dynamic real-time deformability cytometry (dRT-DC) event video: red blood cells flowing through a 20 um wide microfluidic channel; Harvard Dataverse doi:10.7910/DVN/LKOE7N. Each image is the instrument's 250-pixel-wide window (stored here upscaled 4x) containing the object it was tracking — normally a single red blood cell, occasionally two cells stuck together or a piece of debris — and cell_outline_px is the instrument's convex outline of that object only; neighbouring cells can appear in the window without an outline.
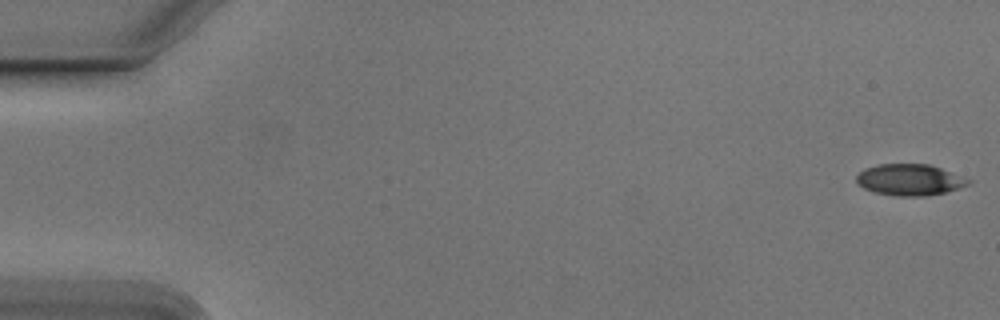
{"species": "Egyptian fruit bat (a non-hibernating species)", "species_latin": "Rousettus aegyptiacus", "temperature_condition": "cold", "stored_images_in_passage": 55, "segment_of_instrument_passage": [1, 2], "camera_frame_rate_fps": 3000, "um_per_image_px": 0.085, "animal": {"sex": "male"}, "frame": {"image": 1, "passage_image": 1, "time_ms": 0.0, "image_size_px": [1000, 320], "cell_outline_px": [[972, 184], [960, 188], [928, 196], [896, 196], [872, 192], [856, 184], [856, 176], [864, 168], [876, 164], [928, 164], [940, 168], [972, 180]], "centroid_in_image_um": [77.3, 15.29], "position_along_channel_um": 7.7, "area_um2": 20.63}}
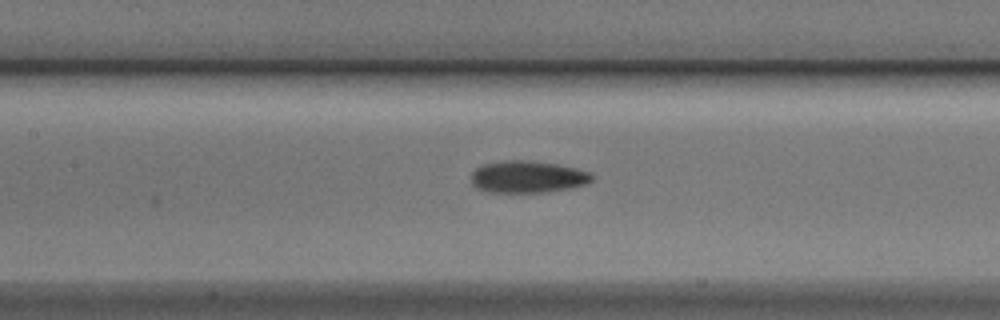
{"frame": {"image": 2, "passage_image": 25, "time_ms": 8.0, "image_size_px": [1000, 320], "cell_outline_px": [[592, 180], [584, 184], [568, 188], [544, 192], [488, 192], [476, 188], [472, 184], [472, 172], [476, 168], [484, 164], [508, 160], [524, 160], [556, 164], [576, 168], [588, 172], [592, 176]], "centroid_in_image_um": [44.8, 15.03], "position_along_channel_um": 162.6, "area_um2": 22.2}}
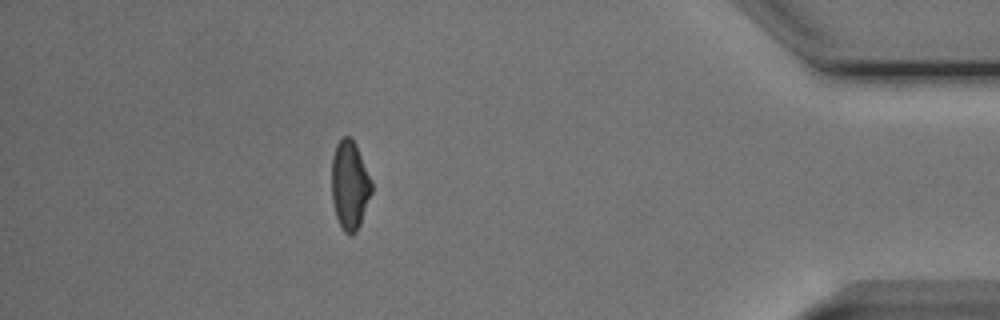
{"frame": {"image": 3, "passage_image": 48, "time_ms": 15.667, "image_size_px": [1000, 320], "cell_outline_px": [[372, 192], [360, 224], [356, 232], [352, 236], [348, 236], [344, 232], [336, 216], [332, 200], [332, 156], [336, 144], [344, 136], [352, 136], [356, 144], [372, 180]], "centroid_in_image_um": [29.73, 15.73], "position_along_channel_um": 405.5, "area_um2": 20.87}}